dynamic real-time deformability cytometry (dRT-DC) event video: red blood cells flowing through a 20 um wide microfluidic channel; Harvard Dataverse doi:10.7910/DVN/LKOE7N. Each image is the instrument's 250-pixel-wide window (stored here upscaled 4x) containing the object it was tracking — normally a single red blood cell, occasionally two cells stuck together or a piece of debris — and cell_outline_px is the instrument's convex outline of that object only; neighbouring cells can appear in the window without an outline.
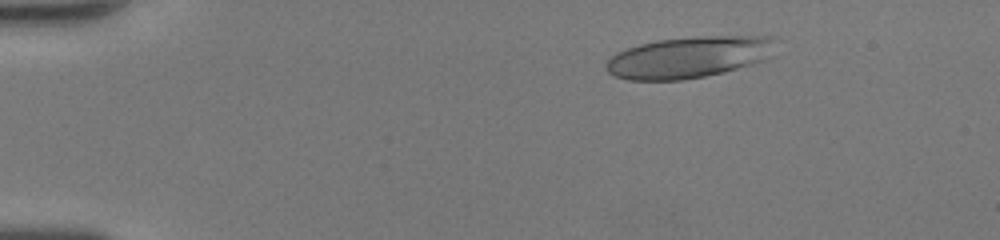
{"species": "human", "species_latin": "Homo sapiens", "temperature_condition": "room temperature", "stored_images_in_passage": 49, "camera_frame_rate_fps": 3000, "um_per_image_px": 0.085, "donor": {"sex": "female"}, "frame": {"image": 1, "passage_image": 8, "time_ms": 2.333, "image_size_px": [1000, 240], "cell_outline_px": [[780, 36], [772, 56], [764, 60], [736, 68], [704, 76], [684, 80], [628, 80], [616, 76], [608, 72], [604, 68], [604, 64], [616, 52], [624, 48], [656, 40], [696, 36]], "centroid_in_image_um": [58.58, 4.84], "position_along_channel_um": 26.4, "area_um2": 41.38}}
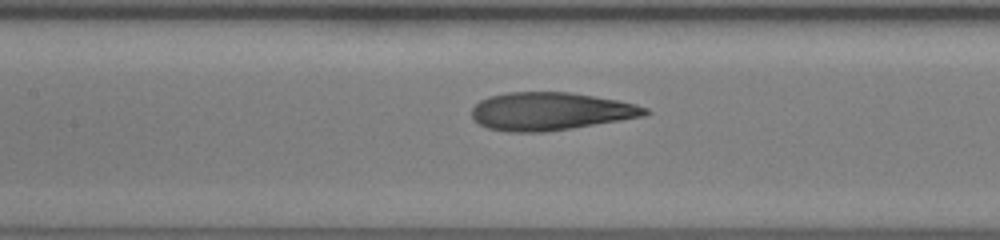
{"frame": {"image": 2, "passage_image": 24, "time_ms": 7.667, "image_size_px": [1000, 240], "cell_outline_px": [[652, 112], [644, 116], [620, 120], [544, 132], [504, 132], [488, 128], [472, 120], [472, 108], [480, 100], [488, 96], [508, 92], [568, 92], [616, 100], [636, 104], [648, 108]], "centroid_in_image_um": [46.75, 9.46], "position_along_channel_um": 160.6, "area_um2": 38.21}}
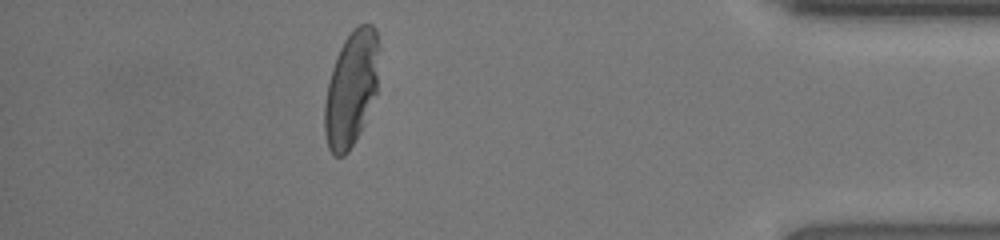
{"frame": {"image": 3, "passage_image": 44, "time_ms": 14.333, "image_size_px": [1000, 240], "cell_outline_px": [[376, 92], [360, 132], [348, 152], [344, 156], [332, 156], [328, 148], [324, 132], [324, 104], [328, 84], [332, 68], [340, 48], [344, 40], [360, 24], [372, 24], [376, 32]], "centroid_in_image_um": [29.8, 7.62], "position_along_channel_um": 405.4, "area_um2": 35.55}, "authors_computed_cell_mechanics": {"area_um2": 38.5526, "velocity_mm_per_s": 4.2758, "shape_relaxation_time_tau1_ms": 4.4332, "shape_relaxation_time_tau2_ms": 0.9908, "deformation_change_tau1": 0.231, "deformation_change_tau2": 0.0965}}